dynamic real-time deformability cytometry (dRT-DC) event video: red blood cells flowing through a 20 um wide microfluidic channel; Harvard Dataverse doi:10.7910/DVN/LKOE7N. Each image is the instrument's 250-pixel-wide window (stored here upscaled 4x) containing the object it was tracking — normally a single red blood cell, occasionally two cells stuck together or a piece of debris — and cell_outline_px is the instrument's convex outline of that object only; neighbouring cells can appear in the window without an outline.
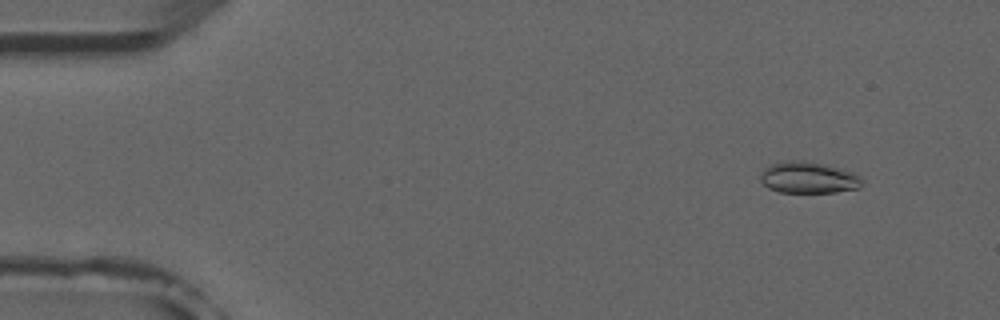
{"species": "common noctule bat (a hibernating species)", "species_latin": "Nyctalus noctula", "temperature_condition": "room temperature", "stored_images_in_passage": 4, "camera_frame_rate_fps": 3000, "um_per_image_px": 0.085, "animal": {"sex": "male", "forearm_length_mm": 52.5}, "frame": {"image": 1, "passage_image": 2, "time_ms": 1.0, "image_size_px": [1000, 320], "cell_outline_px": [[860, 188], [836, 192], [780, 192], [768, 188], [760, 180], [760, 172], [768, 164], [776, 160], [804, 160], [840, 168], [856, 172], [860, 176]], "centroid_in_image_um": [68.66, 15.07], "position_along_channel_um": 16.3, "area_um2": 18.96}}